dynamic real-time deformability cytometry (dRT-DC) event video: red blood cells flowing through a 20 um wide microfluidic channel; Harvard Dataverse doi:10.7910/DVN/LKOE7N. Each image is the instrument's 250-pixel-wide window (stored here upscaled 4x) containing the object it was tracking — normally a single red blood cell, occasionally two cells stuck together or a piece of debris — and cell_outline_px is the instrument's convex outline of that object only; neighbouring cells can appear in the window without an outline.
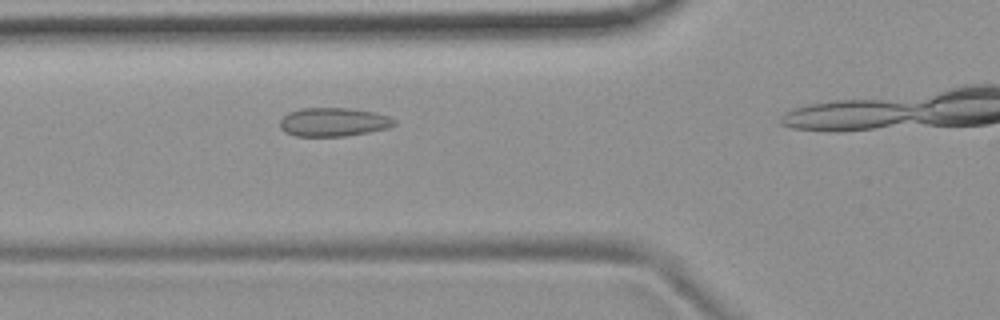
{"species": "common noctule bat (a hibernating species)", "species_latin": "Nyctalus noctula", "temperature_condition": "room temperature", "stored_images_in_passage": 16, "camera_frame_rate_fps": 3000, "um_per_image_px": 0.085, "animal": {"sex": "female", "body_mass_g": 19.9}, "frame": {"image": 1, "passage_image": 12, "time_ms": 3.667, "image_size_px": [1000, 320], "cell_outline_px": [[396, 124], [388, 128], [348, 136], [296, 136], [284, 132], [280, 128], [280, 120], [288, 112], [300, 108], [348, 108], [376, 112], [388, 116], [396, 120]], "centroid_in_image_um": [28.34, 10.37], "position_along_channel_um": 97.5, "area_um2": 19.25}}